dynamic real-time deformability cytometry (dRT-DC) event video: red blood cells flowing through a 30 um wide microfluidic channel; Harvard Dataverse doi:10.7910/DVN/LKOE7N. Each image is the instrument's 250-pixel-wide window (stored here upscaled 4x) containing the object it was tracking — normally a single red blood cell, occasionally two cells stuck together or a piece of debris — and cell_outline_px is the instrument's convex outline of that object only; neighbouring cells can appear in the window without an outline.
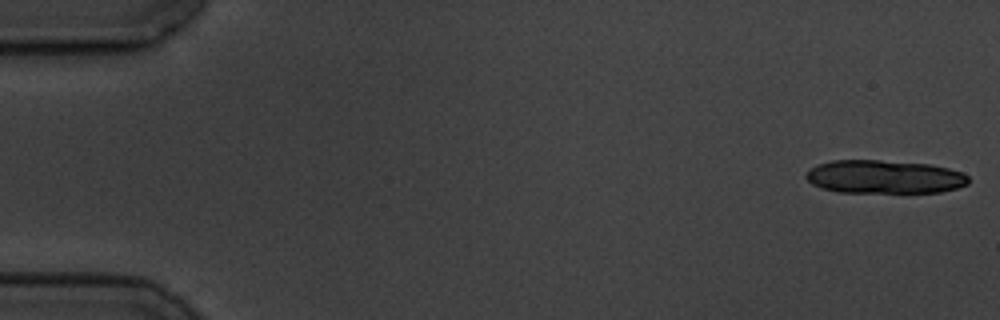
{"species": "common noctule bat (a hibernating species)", "species_latin": "Nyctalus noctula", "temperature_condition": "cold", "stored_images_in_passage": 7, "camera_frame_rate_fps": 3000, "um_per_image_px": 0.085, "animal": {"sex": "male", "body_mass_g": 19.5, "forearm_length_mm": 54.6}, "frame": {"image": 1, "passage_image": 1, "time_ms": 0.0, "image_size_px": [1000, 320], "cell_outline_px": [[968, 184], [956, 188], [940, 192], [840, 192], [824, 188], [812, 184], [804, 176], [812, 168], [820, 164], [832, 160], [880, 160], [928, 164], [948, 168], [960, 172], [968, 176]], "centroid_in_image_um": [75.18, 15.03], "position_along_channel_um": 9.8, "area_um2": 31.27}}
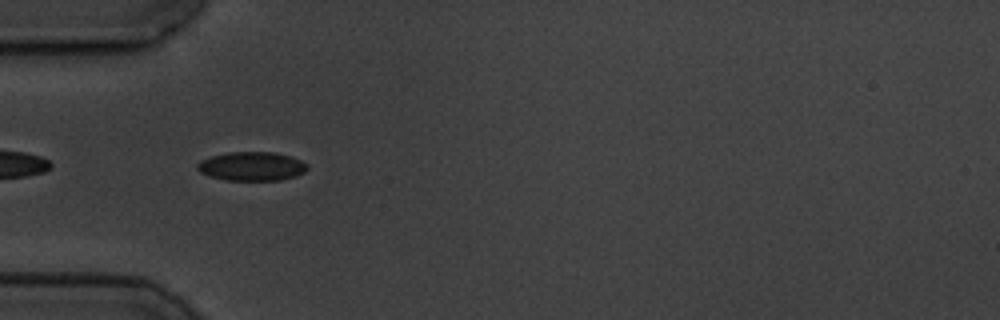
{"frame": {"image": 2, "passage_image": 6, "time_ms": 5.667, "image_size_px": [1000, 320], "cell_outline_px": [[308, 168], [304, 172], [296, 176], [280, 180], [228, 180], [212, 176], [200, 172], [196, 168], [196, 164], [200, 160], [212, 156], [228, 152], [272, 152], [292, 156], [308, 164]], "centroid_in_image_um": [21.42, 14.13], "position_along_channel_um": 63.6, "area_um2": 18.5}}
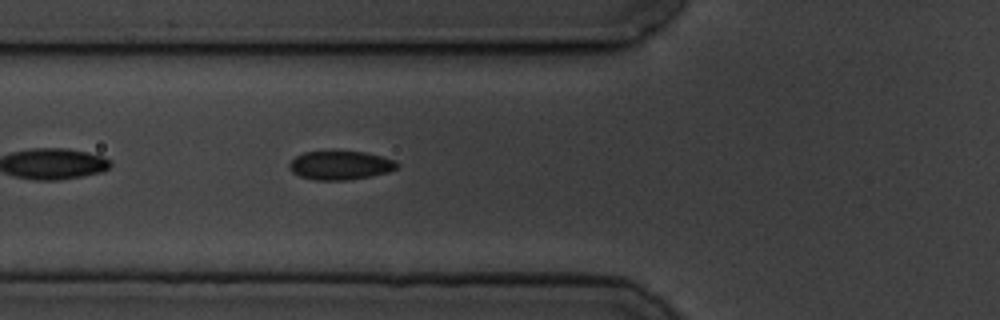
{"frame": {"image": 3, "passage_image": 7, "time_ms": 6.667, "image_size_px": [1000, 320], "cell_outline_px": [[400, 164], [396, 168], [388, 172], [348, 180], [312, 180], [300, 176], [292, 172], [288, 168], [288, 164], [296, 156], [304, 152], [364, 152], [396, 160]], "centroid_in_image_um": [28.91, 14.06], "position_along_channel_um": 96.9, "area_um2": 17.92}}